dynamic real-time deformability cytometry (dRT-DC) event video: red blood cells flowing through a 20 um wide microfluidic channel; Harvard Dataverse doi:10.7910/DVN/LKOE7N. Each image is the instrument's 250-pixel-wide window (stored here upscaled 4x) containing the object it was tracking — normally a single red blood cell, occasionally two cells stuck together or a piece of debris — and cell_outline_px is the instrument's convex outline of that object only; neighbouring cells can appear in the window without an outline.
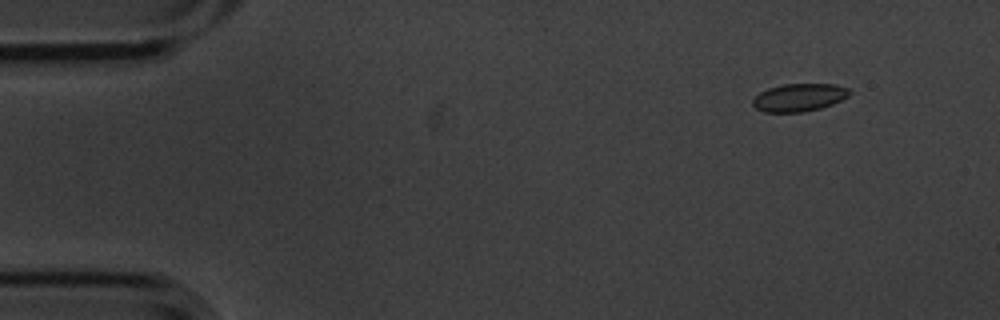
{"species": "common noctule bat (a hibernating species)", "species_latin": "Nyctalus noctula", "temperature_condition": "cold", "stored_images_in_passage": 5, "camera_frame_rate_fps": 3000, "um_per_image_px": 0.085, "animal": {"sex": "male", "body_mass_g": 20.1, "forearm_length_mm": 53.5}, "frame": {"image": 1, "passage_image": 2, "time_ms": 0.333, "image_size_px": [1000, 320], "cell_outline_px": [[852, 92], [848, 96], [832, 104], [820, 108], [804, 112], [764, 112], [756, 108], [752, 104], [752, 100], [760, 92], [768, 88], [784, 84], [836, 84], [848, 88]], "centroid_in_image_um": [67.93, 8.28], "position_along_channel_um": 17.1, "area_um2": 15.66}}
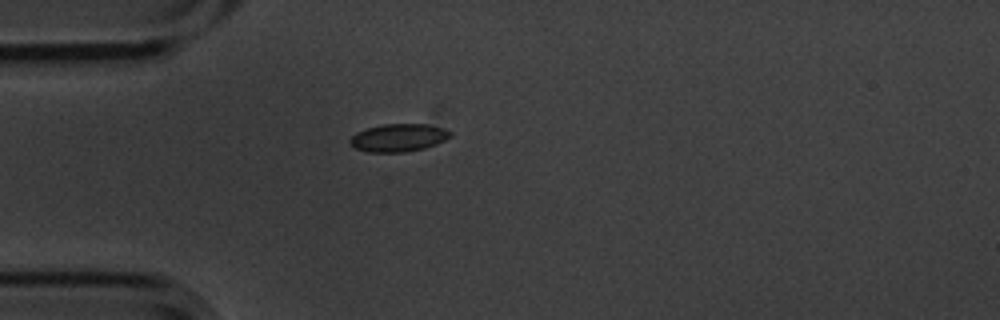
{"frame": {"image": 2, "passage_image": 5, "time_ms": 1.333, "image_size_px": [1000, 320], "cell_outline_px": [[452, 136], [436, 144], [424, 148], [404, 152], [368, 152], [356, 148], [348, 144], [348, 140], [356, 132], [368, 128], [384, 124], [428, 124], [444, 128], [452, 132]], "centroid_in_image_um": [33.87, 11.7], "position_along_channel_um": 51.1, "area_um2": 16.3}}